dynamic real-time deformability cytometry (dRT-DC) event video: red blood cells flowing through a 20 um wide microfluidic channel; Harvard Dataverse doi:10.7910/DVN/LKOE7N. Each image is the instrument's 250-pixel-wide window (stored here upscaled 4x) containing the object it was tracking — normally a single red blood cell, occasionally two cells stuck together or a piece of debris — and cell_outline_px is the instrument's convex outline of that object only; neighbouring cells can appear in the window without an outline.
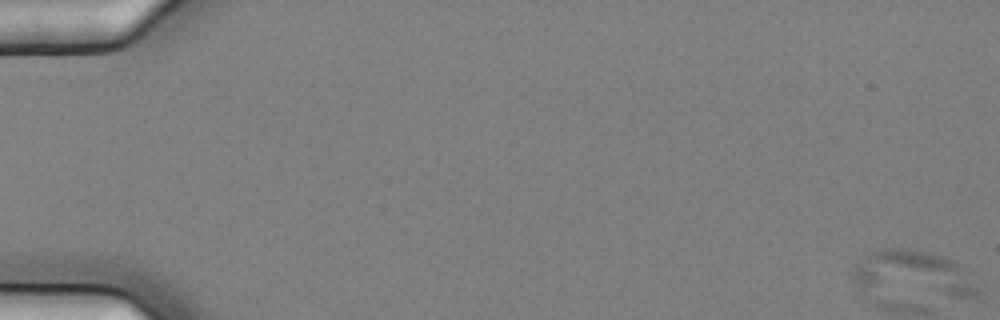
{"species": "common noctule bat (a hibernating species)", "species_latin": "Nyctalus noctula", "temperature_condition": "cold", "stored_images_in_passage": 2, "camera_frame_rate_fps": 3000, "um_per_image_px": 0.085, "animal": {"sex": "female", "body_mass_g": 25.1}, "frame": {"image": 1, "passage_image": 1, "time_ms": 0.0, "image_size_px": [1000, 320], "cell_outline_px": [[984, 292], [976, 300], [864, 288], [856, 284], [852, 280], [852, 272], [856, 264], [872, 252], [884, 248], [900, 248], [924, 252], [940, 256], [952, 260], [960, 264]], "centroid_in_image_um": [77.77, 23.32], "position_along_channel_um": 7.2, "area_um2": 33.35}}